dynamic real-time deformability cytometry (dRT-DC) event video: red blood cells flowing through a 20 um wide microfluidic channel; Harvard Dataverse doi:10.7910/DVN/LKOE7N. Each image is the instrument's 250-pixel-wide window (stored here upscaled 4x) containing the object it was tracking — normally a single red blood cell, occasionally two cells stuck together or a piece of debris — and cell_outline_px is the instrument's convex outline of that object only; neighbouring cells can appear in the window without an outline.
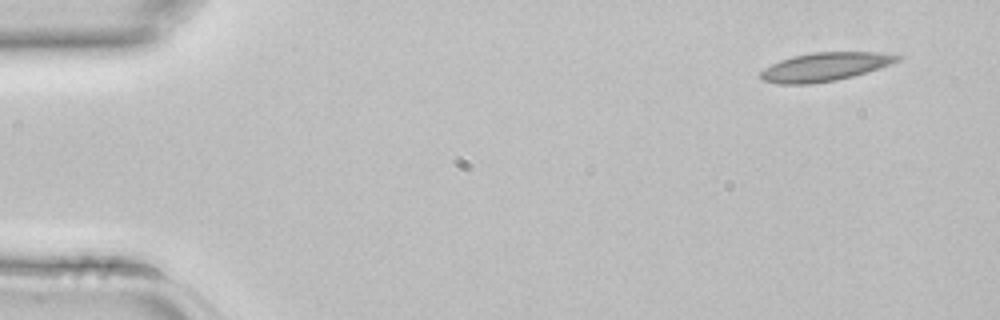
{"species": "common noctule bat (a hibernating species)", "species_latin": "Nyctalus noctula", "temperature_condition": "room temperature", "stored_images_in_passage": 4, "camera_frame_rate_fps": 3000, "um_per_image_px": 0.085, "animal": {"sex": "female", "body_mass_g": 22.7, "forearm_length_mm": 54.2}, "frame": {"image": 1, "passage_image": 1, "time_ms": 0.0, "image_size_px": [1000, 320], "cell_outline_px": [[904, 56], [900, 60], [892, 64], [852, 76], [836, 80], [812, 84], [780, 84], [764, 80], [760, 76], [760, 72], [764, 68], [780, 60], [792, 56], [812, 52], [880, 52]], "centroid_in_image_um": [70.14, 5.67], "position_along_channel_um": 14.9, "area_um2": 22.72}}
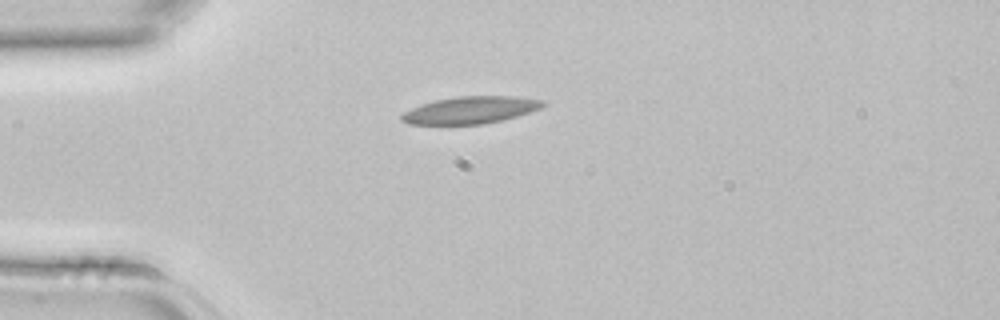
{"frame": {"image": 2, "passage_image": 3, "time_ms": 0.667, "image_size_px": [1000, 320], "cell_outline_px": [[548, 104], [540, 108], [516, 116], [484, 124], [408, 124], [400, 120], [400, 116], [404, 112], [412, 108], [436, 100], [456, 96], [516, 96], [544, 100]], "centroid_in_image_um": [40.01, 9.35], "position_along_channel_um": 45.0, "area_um2": 22.2}}